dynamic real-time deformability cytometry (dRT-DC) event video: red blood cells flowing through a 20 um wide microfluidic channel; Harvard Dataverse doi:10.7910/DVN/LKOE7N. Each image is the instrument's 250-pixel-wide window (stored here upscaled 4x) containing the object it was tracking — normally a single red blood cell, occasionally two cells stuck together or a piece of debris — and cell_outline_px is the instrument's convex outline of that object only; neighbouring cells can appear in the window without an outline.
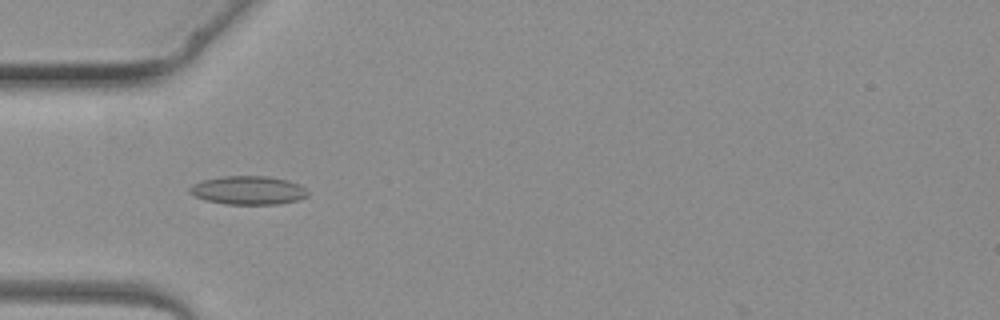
{"species": "common noctule bat (a hibernating species)", "species_latin": "Nyctalus noctula", "temperature_condition": "warm", "stored_images_in_passage": 4, "camera_frame_rate_fps": 3000, "um_per_image_px": 0.085, "animal": {"sex": "female", "body_mass_g": 19.3, "forearm_length_mm": 54.1}, "frame": {"image": 1, "passage_image": 4, "time_ms": 3.667, "image_size_px": [1000, 320], "cell_outline_px": [[308, 196], [296, 200], [280, 204], [224, 204], [204, 200], [192, 196], [188, 192], [188, 188], [192, 184], [200, 180], [224, 176], [268, 176], [288, 180], [300, 184], [308, 192]], "centroid_in_image_um": [21.04, 16.17], "position_along_channel_um": 64.0, "area_um2": 19.94}}